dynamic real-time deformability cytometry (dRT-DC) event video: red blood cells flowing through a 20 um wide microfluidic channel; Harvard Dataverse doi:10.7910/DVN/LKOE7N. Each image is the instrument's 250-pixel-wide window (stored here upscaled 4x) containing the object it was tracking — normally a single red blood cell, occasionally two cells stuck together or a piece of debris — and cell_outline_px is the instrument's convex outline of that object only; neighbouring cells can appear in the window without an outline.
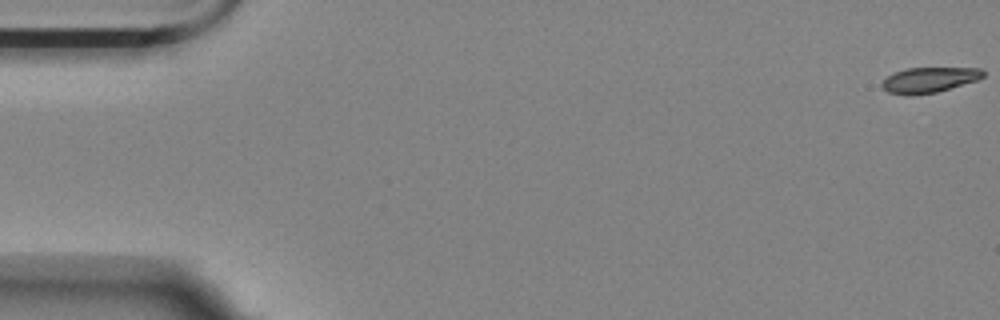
{"species": "Egyptian fruit bat (a non-hibernating species)", "species_latin": "Rousettus aegyptiacus", "temperature_condition": "room temperature", "stored_images_in_passage": 10, "camera_frame_rate_fps": 3000, "um_per_image_px": 0.085, "animal": {"sex": "female"}, "frame": {"image": 1, "passage_image": 1, "time_ms": 0.0, "image_size_px": [1000, 320], "cell_outline_px": [[984, 76], [976, 80], [936, 92], [912, 96], [888, 92], [880, 84], [888, 76], [896, 72], [908, 68], [980, 68], [984, 72]], "centroid_in_image_um": [78.96, 6.79], "position_along_channel_um": 6.0, "area_um2": 14.68}}